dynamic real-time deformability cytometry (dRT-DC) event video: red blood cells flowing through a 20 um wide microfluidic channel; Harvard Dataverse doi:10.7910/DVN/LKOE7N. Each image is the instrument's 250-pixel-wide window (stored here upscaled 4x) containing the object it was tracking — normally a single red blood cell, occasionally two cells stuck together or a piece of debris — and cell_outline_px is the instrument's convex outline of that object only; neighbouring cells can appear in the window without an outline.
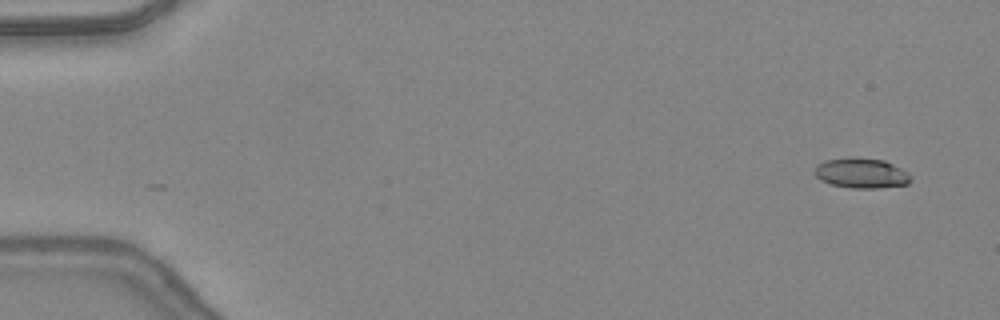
{"species": "common noctule bat (a hibernating species)", "species_latin": "Nyctalus noctula", "temperature_condition": "warm", "stored_images_in_passage": 14, "camera_frame_rate_fps": 3000, "um_per_image_px": 0.085, "animal": {"sex": "female", "body_mass_g": 24.6, "forearm_length_mm": 56.2}, "frame": {"image": 1, "passage_image": 1, "time_ms": 0.0, "image_size_px": [1000, 320], "cell_outline_px": [[912, 180], [908, 184], [880, 188], [852, 188], [832, 184], [820, 180], [816, 176], [816, 168], [824, 160], [848, 156], [856, 156], [884, 160], [908, 172], [912, 176]], "centroid_in_image_um": [73.25, 14.7], "position_along_channel_um": 11.7, "area_um2": 17.05}}